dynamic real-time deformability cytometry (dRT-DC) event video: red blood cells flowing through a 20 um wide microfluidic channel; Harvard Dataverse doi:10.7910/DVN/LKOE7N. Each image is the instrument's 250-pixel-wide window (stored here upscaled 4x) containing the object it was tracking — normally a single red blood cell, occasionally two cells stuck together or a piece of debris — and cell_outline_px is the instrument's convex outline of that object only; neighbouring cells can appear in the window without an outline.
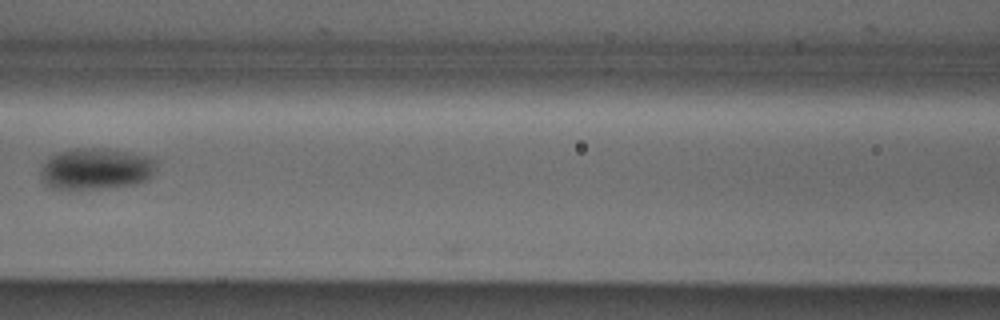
{"species": "Egyptian fruit bat (a non-hibernating species)", "species_latin": "Rousettus aegyptiacus", "temperature_condition": "cold", "stored_images_in_passage": 7, "camera_frame_rate_fps": 3000, "um_per_image_px": 0.085, "animal": {"sex": "male"}, "frame": {"image": 1, "passage_image": 7, "time_ms": 2.0, "image_size_px": [1000, 320], "cell_outline_px": [[156, 168], [152, 176], [148, 180], [136, 184], [104, 188], [48, 188], [44, 184], [40, 176], [40, 168], [56, 152], [72, 148], [100, 148], [124, 152], [144, 156], [156, 160]], "centroid_in_image_um": [8.13, 14.36], "position_along_channel_um": 158.5, "area_um2": 27.8}}